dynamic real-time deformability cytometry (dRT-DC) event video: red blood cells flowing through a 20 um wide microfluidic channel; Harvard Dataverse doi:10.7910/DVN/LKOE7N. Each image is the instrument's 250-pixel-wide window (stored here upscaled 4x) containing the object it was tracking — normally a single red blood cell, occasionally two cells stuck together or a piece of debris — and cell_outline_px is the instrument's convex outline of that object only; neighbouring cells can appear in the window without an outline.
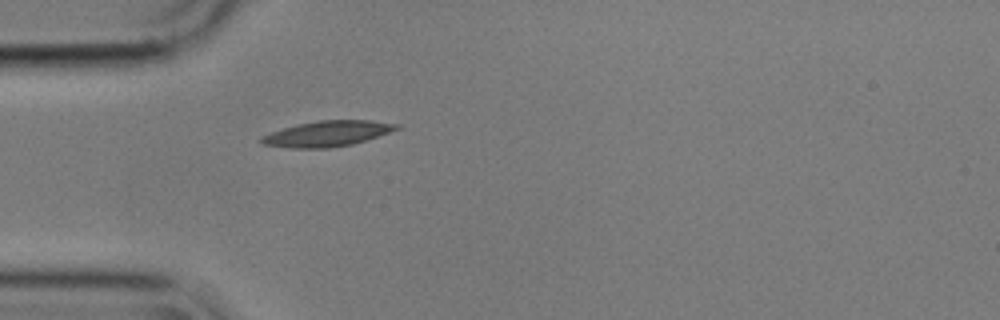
{"species": "common noctule bat (a hibernating species)", "species_latin": "Nyctalus noctula", "temperature_condition": "cold", "stored_images_in_passage": 41, "camera_frame_rate_fps": 3000, "um_per_image_px": 0.085, "animal": {"sex": "male", "body_mass_g": 17.9}, "frame": {"image": 1, "passage_image": 1, "time_ms": 0.0, "image_size_px": [1000, 320], "cell_outline_px": [[400, 128], [352, 144], [328, 148], [292, 148], [260, 144], [256, 140], [260, 136], [284, 128], [300, 124], [320, 120], [372, 120], [400, 124]], "centroid_in_image_um": [27.77, 11.36], "position_along_channel_um": 57.2, "area_um2": 20.0}}
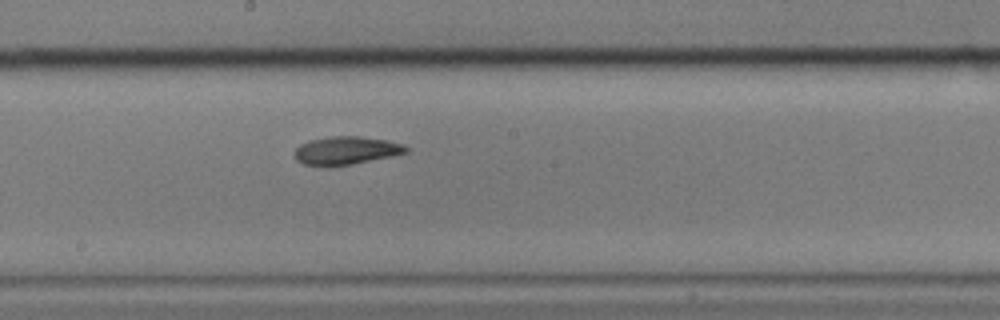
{"frame": {"image": 2, "passage_image": 15, "time_ms": 4.667, "image_size_px": [1000, 320], "cell_outline_px": [[408, 152], [392, 156], [352, 164], [328, 168], [304, 164], [296, 160], [292, 152], [300, 144], [308, 140], [332, 136], [360, 136], [388, 140], [404, 144], [408, 148]], "centroid_in_image_um": [29.38, 12.81], "position_along_channel_um": 218.8, "area_um2": 18.73}}
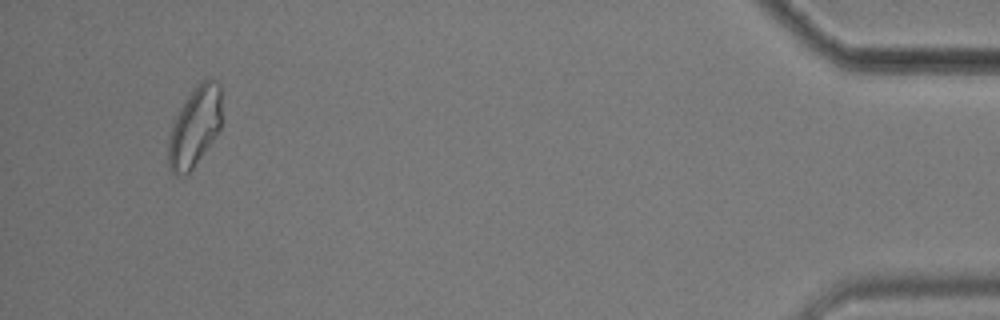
{"frame": {"image": 3, "passage_image": 38, "time_ms": 12.333, "image_size_px": [1000, 320], "cell_outline_px": [[220, 128], [188, 176], [176, 176], [168, 168], [168, 140], [176, 116], [180, 108], [196, 84], [212, 76], [220, 84]], "centroid_in_image_um": [16.53, 10.8], "position_along_channel_um": 418.7, "area_um2": 24.74}, "authors_computed_cell_mechanics": {"area_um2": 18.9006, "velocity_mm_per_s": 3.5511, "shape_relaxation_time_tau1_ms": 4.9938, "shape_relaxation_time_tau2_ms": 6.9676, "deformation_change_tau1": 0.1405, "deformation_change_tau2": 0.1401}}